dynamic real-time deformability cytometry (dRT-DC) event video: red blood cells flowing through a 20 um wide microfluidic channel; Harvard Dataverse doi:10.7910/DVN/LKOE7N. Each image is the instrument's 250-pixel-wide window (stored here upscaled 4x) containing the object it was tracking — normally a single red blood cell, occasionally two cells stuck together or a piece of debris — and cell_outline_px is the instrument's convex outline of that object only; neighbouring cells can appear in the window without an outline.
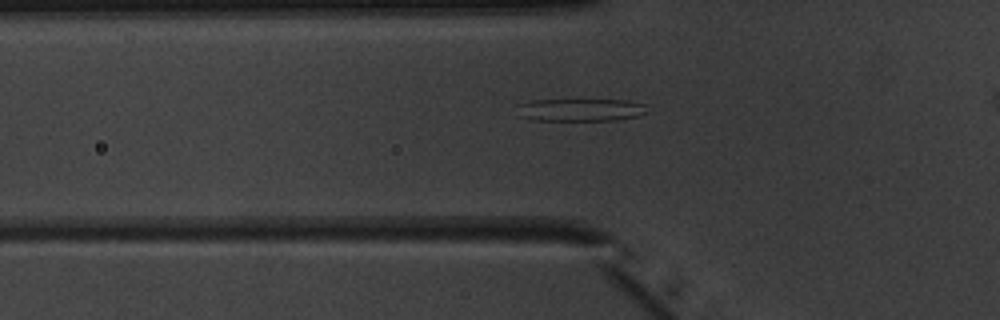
{"species": "common noctule bat (a hibernating species)", "species_latin": "Nyctalus noctula", "temperature_condition": "warm", "stored_images_in_passage": 46, "segment_of_instrument_passage": [1, 2], "camera_frame_rate_fps": 3000, "um_per_image_px": 0.085, "animal": {"sex": "male", "body_mass_g": 20.1, "forearm_length_mm": 53.5}, "frame": {"image": 1, "passage_image": 18, "time_ms": 5.667, "image_size_px": [1000, 320], "cell_outline_px": [[652, 104], [648, 112], [636, 116], [616, 120], [532, 120], [516, 116], [516, 104], [532, 100], [628, 100]], "centroid_in_image_um": [49.36, 9.33], "position_along_channel_um": 76.4, "area_um2": 17.69}}
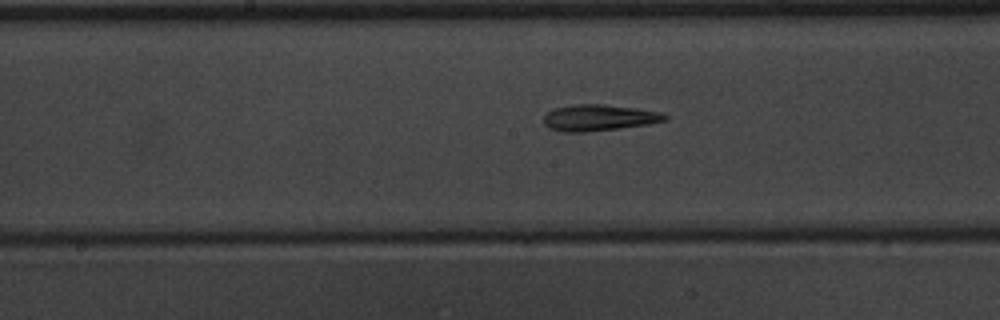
{"frame": {"image": 2, "passage_image": 27, "time_ms": 8.667, "image_size_px": [1000, 320], "cell_outline_px": [[668, 120], [648, 124], [584, 132], [564, 132], [548, 128], [544, 124], [544, 116], [548, 112], [556, 108], [572, 104], [604, 104], [636, 108], [656, 112], [668, 116]], "centroid_in_image_um": [50.87, 10.0], "position_along_channel_um": 197.3, "area_um2": 18.32}}
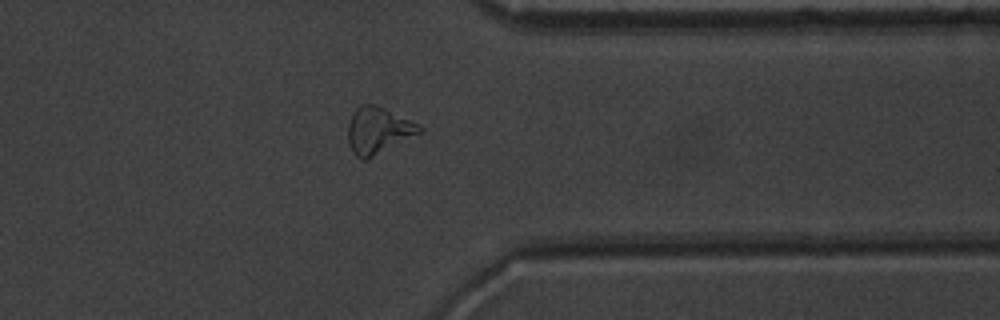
{"frame": {"image": 3, "passage_image": 41, "time_ms": 13.333, "image_size_px": [1000, 320], "cell_outline_px": [[424, 132], [364, 160], [360, 160], [352, 152], [348, 144], [348, 124], [356, 108], [360, 104], [372, 104], [384, 108], [424, 128]], "centroid_in_image_um": [32.12, 11.11], "position_along_channel_um": 379.3, "area_um2": 19.13}}